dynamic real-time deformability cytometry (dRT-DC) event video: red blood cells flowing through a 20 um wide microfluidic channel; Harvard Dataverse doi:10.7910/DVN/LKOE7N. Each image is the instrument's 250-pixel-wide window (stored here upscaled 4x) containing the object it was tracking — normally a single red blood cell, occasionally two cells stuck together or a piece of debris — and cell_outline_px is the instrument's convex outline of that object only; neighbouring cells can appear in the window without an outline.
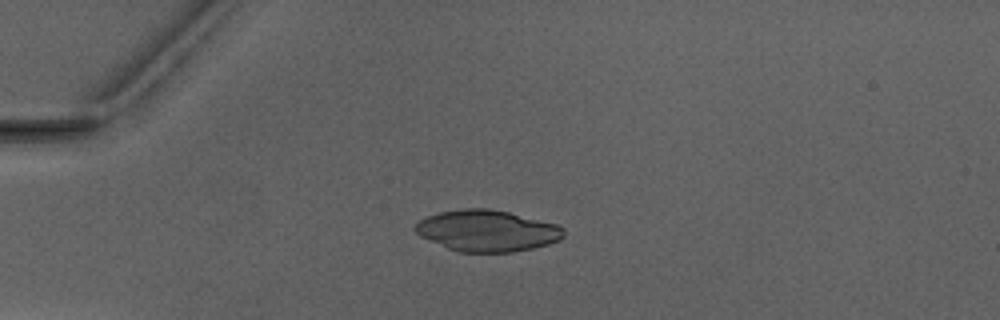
{"species": "Egyptian fruit bat (a non-hibernating species)", "species_latin": "Rousettus aegyptiacus", "temperature_condition": "warm", "stored_images_in_passage": 3, "camera_frame_rate_fps": 3000, "um_per_image_px": 0.085, "animal": {"sex": "male"}, "frame": {"image": 1, "passage_image": 2, "time_ms": 1.333, "image_size_px": [1000, 320], "cell_outline_px": [[564, 236], [560, 240], [548, 244], [532, 248], [512, 252], [460, 252], [448, 248], [420, 236], [412, 228], [420, 220], [428, 216], [440, 212], [464, 208], [492, 208], [556, 224], [564, 228]], "centroid_in_image_um": [41.4, 19.61], "position_along_channel_um": 43.6, "area_um2": 35.6}}